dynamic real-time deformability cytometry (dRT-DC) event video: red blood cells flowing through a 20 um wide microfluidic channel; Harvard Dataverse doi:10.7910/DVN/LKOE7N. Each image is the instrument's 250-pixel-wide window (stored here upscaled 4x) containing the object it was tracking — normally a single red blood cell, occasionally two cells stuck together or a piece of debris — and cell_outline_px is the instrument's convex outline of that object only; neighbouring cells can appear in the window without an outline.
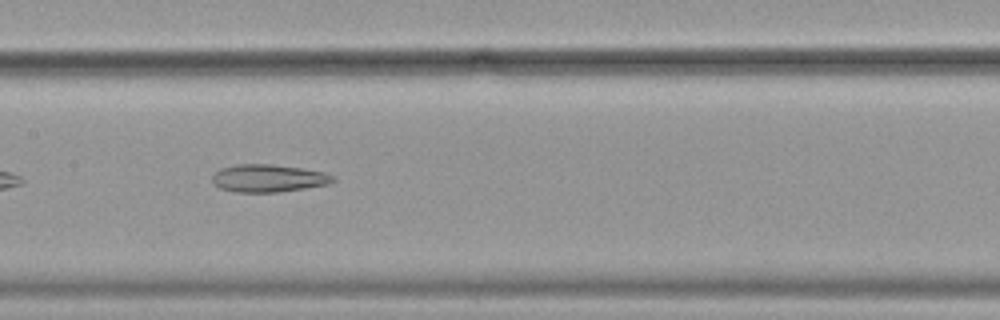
{"species": "common noctule bat (a hibernating species)", "species_latin": "Nyctalus noctula", "temperature_condition": "cold", "stored_images_in_passage": 42, "camera_frame_rate_fps": 3000, "um_per_image_px": 0.085, "animal": {"sex": "female", "body_mass_g": 19.9}, "frame": {"image": 1, "passage_image": 13, "time_ms": 4.0, "image_size_px": [1000, 320], "cell_outline_px": [[336, 180], [328, 184], [304, 188], [276, 192], [236, 192], [220, 188], [212, 184], [212, 172], [220, 168], [236, 164], [272, 164], [304, 168], [324, 172], [336, 176]], "centroid_in_image_um": [22.78, 15.14], "position_along_channel_um": 184.6, "area_um2": 19.71}, "authors_computed_cell_mechanics": {"area_um2": 22.4553, "velocity_mm_per_s": 3.5637, "shape_relaxation_time_tau1_ms": null, "shape_relaxation_time_tau2_ms": 6.7615, "deformation_change_tau1": null, "deformation_change_tau2": 0.1983}}